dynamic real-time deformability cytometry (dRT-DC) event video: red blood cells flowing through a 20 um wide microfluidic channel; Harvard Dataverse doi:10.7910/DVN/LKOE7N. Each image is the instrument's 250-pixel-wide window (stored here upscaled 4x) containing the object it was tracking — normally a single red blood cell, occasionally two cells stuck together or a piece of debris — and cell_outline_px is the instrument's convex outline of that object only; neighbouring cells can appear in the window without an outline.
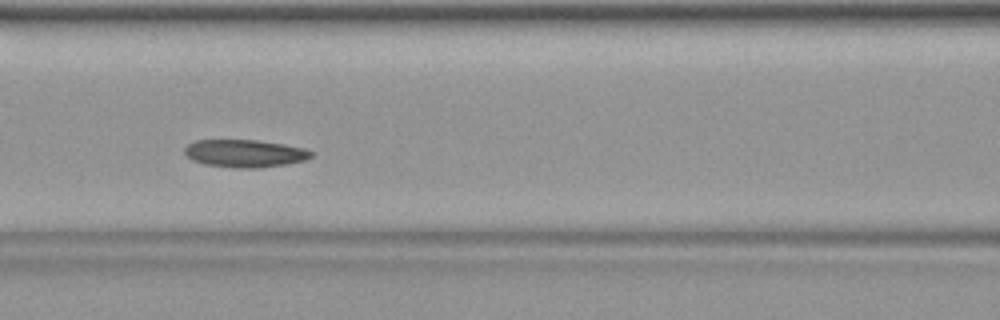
{"species": "common noctule bat (a hibernating species)", "species_latin": "Nyctalus noctula", "temperature_condition": "warm", "stored_images_in_passage": 44, "camera_frame_rate_fps": 3000, "um_per_image_px": 0.085, "animal": {"sex": "female", "body_mass_g": 19.9}, "frame": {"image": 1, "passage_image": 19, "time_ms": 6.0, "image_size_px": [1000, 320], "cell_outline_px": [[312, 156], [304, 160], [284, 164], [256, 168], [236, 168], [204, 164], [192, 160], [184, 152], [184, 148], [188, 144], [196, 140], [256, 140], [284, 144], [304, 148], [312, 152]], "centroid_in_image_um": [20.78, 13.03], "position_along_channel_um": 145.8, "area_um2": 20.23}}